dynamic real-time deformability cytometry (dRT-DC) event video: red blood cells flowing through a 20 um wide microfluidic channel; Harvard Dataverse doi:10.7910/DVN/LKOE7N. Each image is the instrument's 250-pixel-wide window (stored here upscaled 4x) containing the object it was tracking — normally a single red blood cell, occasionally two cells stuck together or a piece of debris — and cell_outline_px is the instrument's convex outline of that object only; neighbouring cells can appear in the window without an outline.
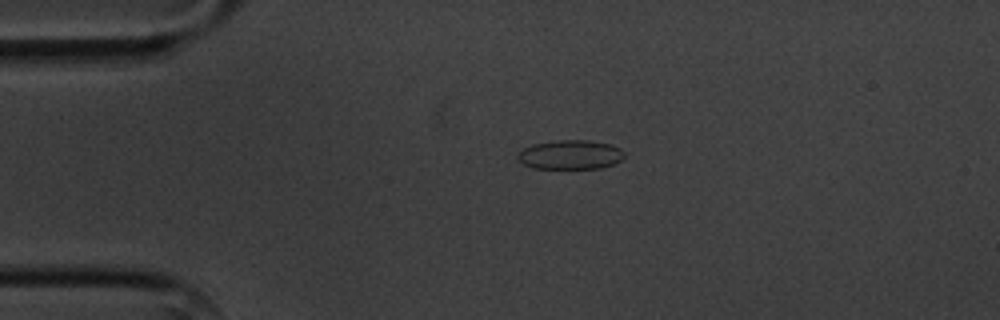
{"species": "common noctule bat (a hibernating species)", "species_latin": "Nyctalus noctula", "temperature_condition": "cold", "stored_images_in_passage": 3, "camera_frame_rate_fps": 3000, "um_per_image_px": 0.085, "animal": {"sex": "male", "body_mass_g": 20.1, "forearm_length_mm": 53.5}, "frame": {"image": 1, "passage_image": 2, "time_ms": 1.333, "image_size_px": [1000, 320], "cell_outline_px": [[624, 156], [616, 164], [600, 168], [532, 168], [524, 164], [516, 156], [524, 148], [532, 144], [560, 140], [588, 140], [612, 144], [620, 148], [624, 152]], "centroid_in_image_um": [48.52, 13.14], "position_along_channel_um": 36.5, "area_um2": 18.15}}